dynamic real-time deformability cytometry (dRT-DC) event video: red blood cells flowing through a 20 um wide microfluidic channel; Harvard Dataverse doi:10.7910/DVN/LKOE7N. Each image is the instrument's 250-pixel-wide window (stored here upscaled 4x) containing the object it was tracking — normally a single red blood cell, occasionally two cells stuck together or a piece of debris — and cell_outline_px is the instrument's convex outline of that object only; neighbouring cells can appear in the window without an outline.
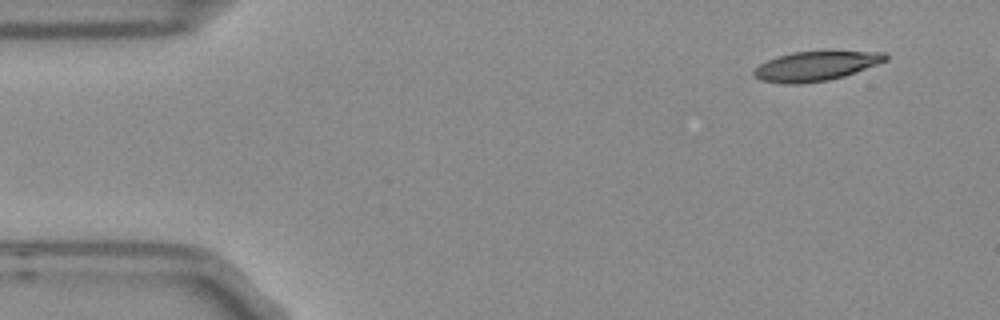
{"species": "Egyptian fruit bat (a non-hibernating species)", "species_latin": "Rousettus aegyptiacus", "temperature_condition": "room temperature", "stored_images_in_passage": 5, "camera_frame_rate_fps": 3000, "um_per_image_px": 0.085, "frame": {"image": 1, "passage_image": 1, "time_ms": 0.0, "image_size_px": [1000, 320], "cell_outline_px": [[888, 60], [844, 76], [828, 80], [796, 84], [792, 84], [760, 80], [752, 76], [752, 72], [760, 64], [776, 56], [792, 52], [828, 48], [884, 52], [888, 56]], "centroid_in_image_um": [69.4, 5.55], "position_along_channel_um": 15.6, "area_um2": 23.58}}